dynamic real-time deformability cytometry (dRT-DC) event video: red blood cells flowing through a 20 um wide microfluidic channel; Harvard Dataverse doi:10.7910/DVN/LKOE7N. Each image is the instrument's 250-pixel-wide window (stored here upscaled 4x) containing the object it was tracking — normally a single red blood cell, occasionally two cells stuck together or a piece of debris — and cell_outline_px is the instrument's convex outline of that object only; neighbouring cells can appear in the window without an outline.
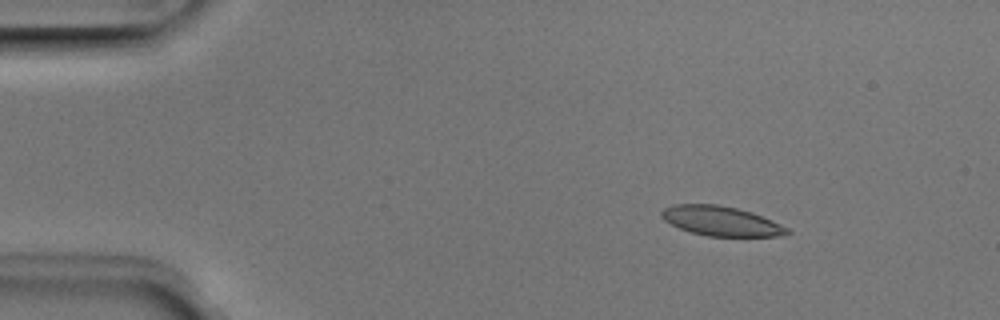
{"species": "Egyptian fruit bat (a non-hibernating species)", "species_latin": "Rousettus aegyptiacus", "temperature_condition": "room temperature", "stored_images_in_passage": 4, "camera_frame_rate_fps": 3000, "um_per_image_px": 0.085, "animal": {"sex": "male"}, "frame": {"image": 1, "passage_image": 2, "time_ms": 0.333, "image_size_px": [1000, 320], "cell_outline_px": [[792, 232], [776, 236], [708, 236], [692, 232], [680, 228], [664, 220], [660, 216], [660, 212], [664, 208], [672, 204], [716, 204], [736, 208], [752, 212], [772, 220], [788, 228]], "centroid_in_image_um": [61.27, 18.78], "position_along_channel_um": 23.7, "area_um2": 21.56}}
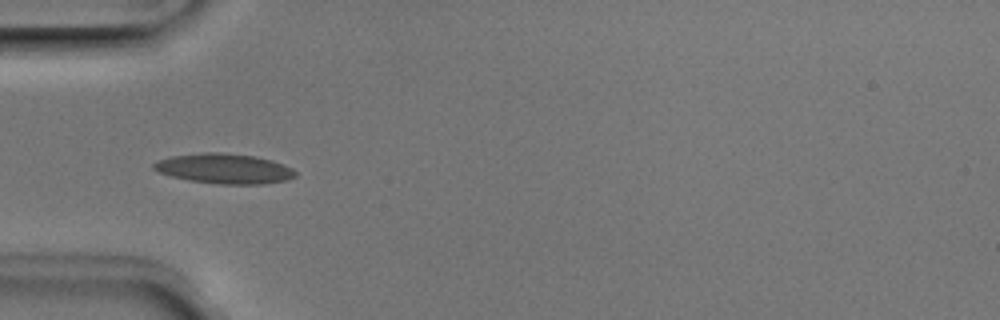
{"frame": {"image": 2, "passage_image": 4, "time_ms": 1.0, "image_size_px": [1000, 320], "cell_outline_px": [[296, 176], [284, 180], [264, 184], [220, 184], [188, 180], [172, 176], [160, 172], [152, 168], [152, 164], [156, 160], [172, 156], [204, 152], [220, 152], [256, 156], [272, 160], [284, 164], [292, 168], [296, 172]], "centroid_in_image_um": [19.06, 14.32], "position_along_channel_um": 65.9, "area_um2": 24.8}}